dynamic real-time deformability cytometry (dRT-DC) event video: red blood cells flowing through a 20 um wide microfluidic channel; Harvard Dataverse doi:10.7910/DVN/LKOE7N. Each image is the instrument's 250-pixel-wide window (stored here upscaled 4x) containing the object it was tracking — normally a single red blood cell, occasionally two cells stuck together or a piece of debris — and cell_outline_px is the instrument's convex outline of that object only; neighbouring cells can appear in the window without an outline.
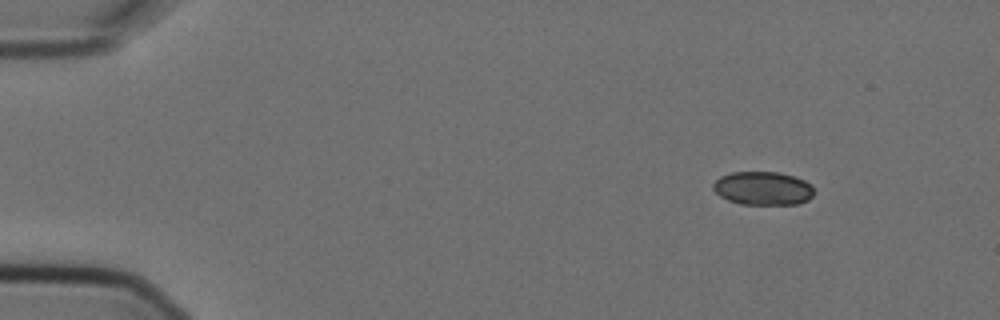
{"species": "Egyptian fruit bat (a non-hibernating species)", "species_latin": "Rousettus aegyptiacus", "temperature_condition": "cold", "stored_images_in_passage": 4, "camera_frame_rate_fps": 3000, "um_per_image_px": 0.085, "animal": {"sex": "female"}, "frame": {"image": 1, "passage_image": 2, "time_ms": 0.333, "image_size_px": [1000, 320], "cell_outline_px": [[812, 196], [808, 200], [796, 204], [740, 204], [728, 200], [720, 196], [712, 188], [712, 184], [720, 176], [732, 172], [780, 172], [804, 180], [812, 184]], "centroid_in_image_um": [64.83, 16.0], "position_along_channel_um": 20.2, "area_um2": 19.65}}